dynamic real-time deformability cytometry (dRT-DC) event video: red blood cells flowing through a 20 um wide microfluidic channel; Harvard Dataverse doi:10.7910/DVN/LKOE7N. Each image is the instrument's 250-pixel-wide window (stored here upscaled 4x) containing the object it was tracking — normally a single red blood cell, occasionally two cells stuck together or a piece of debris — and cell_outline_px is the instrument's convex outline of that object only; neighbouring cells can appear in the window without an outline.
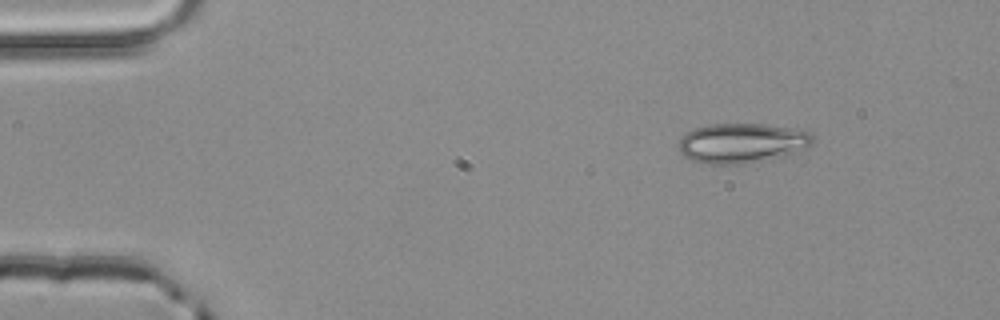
{"species": "common noctule bat (a hibernating species)", "species_latin": "Nyctalus noctula", "temperature_condition": "room temperature", "stored_images_in_passage": 3, "segment_of_instrument_passage": [2, 2], "camera_frame_rate_fps": 3000, "um_per_image_px": 0.085, "animal": {"sex": "male", "body_mass_g": 20.4}, "frame": {"image": 1, "passage_image": 3, "time_ms": 0.667, "image_size_px": [1000, 320], "cell_outline_px": [[812, 144], [792, 156], [744, 164], [704, 164], [692, 160], [684, 156], [680, 152], [680, 140], [684, 132], [708, 124], [768, 124], [792, 128], [808, 132], [812, 136]], "centroid_in_image_um": [63.09, 12.18], "position_along_channel_um": 21.9, "area_um2": 31.56}}